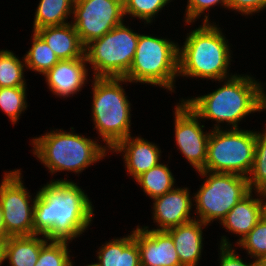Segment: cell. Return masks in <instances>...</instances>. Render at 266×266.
<instances>
[{
    "label": "cell",
    "mask_w": 266,
    "mask_h": 266,
    "mask_svg": "<svg viewBox=\"0 0 266 266\" xmlns=\"http://www.w3.org/2000/svg\"><path fill=\"white\" fill-rule=\"evenodd\" d=\"M91 203L76 183L51 180L35 195L34 234L70 242L90 226L94 217Z\"/></svg>",
    "instance_id": "1"
},
{
    "label": "cell",
    "mask_w": 266,
    "mask_h": 266,
    "mask_svg": "<svg viewBox=\"0 0 266 266\" xmlns=\"http://www.w3.org/2000/svg\"><path fill=\"white\" fill-rule=\"evenodd\" d=\"M261 83L248 75H230L224 85L207 95L182 99L200 119L218 124L228 123L238 128V122L252 112L266 110V93Z\"/></svg>",
    "instance_id": "2"
},
{
    "label": "cell",
    "mask_w": 266,
    "mask_h": 266,
    "mask_svg": "<svg viewBox=\"0 0 266 266\" xmlns=\"http://www.w3.org/2000/svg\"><path fill=\"white\" fill-rule=\"evenodd\" d=\"M204 23L192 30L179 48L178 75L214 79L219 82L228 77L230 47L228 40L214 23L205 15Z\"/></svg>",
    "instance_id": "3"
},
{
    "label": "cell",
    "mask_w": 266,
    "mask_h": 266,
    "mask_svg": "<svg viewBox=\"0 0 266 266\" xmlns=\"http://www.w3.org/2000/svg\"><path fill=\"white\" fill-rule=\"evenodd\" d=\"M33 154L50 173H80L106 155V147L85 136L56 129L32 139Z\"/></svg>",
    "instance_id": "4"
},
{
    "label": "cell",
    "mask_w": 266,
    "mask_h": 266,
    "mask_svg": "<svg viewBox=\"0 0 266 266\" xmlns=\"http://www.w3.org/2000/svg\"><path fill=\"white\" fill-rule=\"evenodd\" d=\"M92 117L93 129L112 150L120 141L131 135V107L125 96L122 82L125 78L94 77L93 78Z\"/></svg>",
    "instance_id": "5"
},
{
    "label": "cell",
    "mask_w": 266,
    "mask_h": 266,
    "mask_svg": "<svg viewBox=\"0 0 266 266\" xmlns=\"http://www.w3.org/2000/svg\"><path fill=\"white\" fill-rule=\"evenodd\" d=\"M178 55L179 46L173 41L139 34L136 53L124 78L173 92L175 78L179 76Z\"/></svg>",
    "instance_id": "6"
},
{
    "label": "cell",
    "mask_w": 266,
    "mask_h": 266,
    "mask_svg": "<svg viewBox=\"0 0 266 266\" xmlns=\"http://www.w3.org/2000/svg\"><path fill=\"white\" fill-rule=\"evenodd\" d=\"M256 144V132L230 128L210 131L207 160L204 171L234 173L245 177L250 174Z\"/></svg>",
    "instance_id": "7"
},
{
    "label": "cell",
    "mask_w": 266,
    "mask_h": 266,
    "mask_svg": "<svg viewBox=\"0 0 266 266\" xmlns=\"http://www.w3.org/2000/svg\"><path fill=\"white\" fill-rule=\"evenodd\" d=\"M123 23L103 37L95 39L84 48L87 63L92 65L94 77L124 78L128 73L139 39Z\"/></svg>",
    "instance_id": "8"
},
{
    "label": "cell",
    "mask_w": 266,
    "mask_h": 266,
    "mask_svg": "<svg viewBox=\"0 0 266 266\" xmlns=\"http://www.w3.org/2000/svg\"><path fill=\"white\" fill-rule=\"evenodd\" d=\"M206 180L194 195L197 219L204 224L222 219L250 192L248 178L234 173L199 171ZM208 175V176H207Z\"/></svg>",
    "instance_id": "9"
},
{
    "label": "cell",
    "mask_w": 266,
    "mask_h": 266,
    "mask_svg": "<svg viewBox=\"0 0 266 266\" xmlns=\"http://www.w3.org/2000/svg\"><path fill=\"white\" fill-rule=\"evenodd\" d=\"M21 178L20 169L9 171L5 173L0 184V205L6 234L9 237L34 235L35 198L32 201Z\"/></svg>",
    "instance_id": "10"
},
{
    "label": "cell",
    "mask_w": 266,
    "mask_h": 266,
    "mask_svg": "<svg viewBox=\"0 0 266 266\" xmlns=\"http://www.w3.org/2000/svg\"><path fill=\"white\" fill-rule=\"evenodd\" d=\"M72 19L85 47L124 22L123 0H75Z\"/></svg>",
    "instance_id": "11"
},
{
    "label": "cell",
    "mask_w": 266,
    "mask_h": 266,
    "mask_svg": "<svg viewBox=\"0 0 266 266\" xmlns=\"http://www.w3.org/2000/svg\"><path fill=\"white\" fill-rule=\"evenodd\" d=\"M174 114L177 147L196 171H202L207 160L210 132L204 133L200 118L183 100L176 105Z\"/></svg>",
    "instance_id": "12"
},
{
    "label": "cell",
    "mask_w": 266,
    "mask_h": 266,
    "mask_svg": "<svg viewBox=\"0 0 266 266\" xmlns=\"http://www.w3.org/2000/svg\"><path fill=\"white\" fill-rule=\"evenodd\" d=\"M134 237L139 249L140 266H182L173 238L166 230L137 226Z\"/></svg>",
    "instance_id": "13"
},
{
    "label": "cell",
    "mask_w": 266,
    "mask_h": 266,
    "mask_svg": "<svg viewBox=\"0 0 266 266\" xmlns=\"http://www.w3.org/2000/svg\"><path fill=\"white\" fill-rule=\"evenodd\" d=\"M153 201V219L159 227L153 230H167L194 220L190 217L194 205L188 188H174Z\"/></svg>",
    "instance_id": "14"
},
{
    "label": "cell",
    "mask_w": 266,
    "mask_h": 266,
    "mask_svg": "<svg viewBox=\"0 0 266 266\" xmlns=\"http://www.w3.org/2000/svg\"><path fill=\"white\" fill-rule=\"evenodd\" d=\"M86 63L85 55L78 59H63L44 74L47 85L54 95L66 98L81 91L87 82Z\"/></svg>",
    "instance_id": "15"
},
{
    "label": "cell",
    "mask_w": 266,
    "mask_h": 266,
    "mask_svg": "<svg viewBox=\"0 0 266 266\" xmlns=\"http://www.w3.org/2000/svg\"><path fill=\"white\" fill-rule=\"evenodd\" d=\"M111 151L124 152L125 167L134 180L149 169L159 165L161 150L158 146L141 138L128 136Z\"/></svg>",
    "instance_id": "16"
},
{
    "label": "cell",
    "mask_w": 266,
    "mask_h": 266,
    "mask_svg": "<svg viewBox=\"0 0 266 266\" xmlns=\"http://www.w3.org/2000/svg\"><path fill=\"white\" fill-rule=\"evenodd\" d=\"M203 226H207V224L195 218L166 230L173 238L182 266L198 265L203 249Z\"/></svg>",
    "instance_id": "17"
},
{
    "label": "cell",
    "mask_w": 266,
    "mask_h": 266,
    "mask_svg": "<svg viewBox=\"0 0 266 266\" xmlns=\"http://www.w3.org/2000/svg\"><path fill=\"white\" fill-rule=\"evenodd\" d=\"M60 60L78 59L84 56V46L80 42L78 33L71 23L59 26H49L35 31Z\"/></svg>",
    "instance_id": "18"
},
{
    "label": "cell",
    "mask_w": 266,
    "mask_h": 266,
    "mask_svg": "<svg viewBox=\"0 0 266 266\" xmlns=\"http://www.w3.org/2000/svg\"><path fill=\"white\" fill-rule=\"evenodd\" d=\"M262 218V204L260 198H253L252 191L243 197L227 215L222 219L221 225L232 232L241 236L236 244L255 227Z\"/></svg>",
    "instance_id": "19"
},
{
    "label": "cell",
    "mask_w": 266,
    "mask_h": 266,
    "mask_svg": "<svg viewBox=\"0 0 266 266\" xmlns=\"http://www.w3.org/2000/svg\"><path fill=\"white\" fill-rule=\"evenodd\" d=\"M10 236L4 242L5 260L10 266H35L41 248L49 241L45 235Z\"/></svg>",
    "instance_id": "20"
},
{
    "label": "cell",
    "mask_w": 266,
    "mask_h": 266,
    "mask_svg": "<svg viewBox=\"0 0 266 266\" xmlns=\"http://www.w3.org/2000/svg\"><path fill=\"white\" fill-rule=\"evenodd\" d=\"M101 266H140L139 249L134 230L127 237L102 244L97 252Z\"/></svg>",
    "instance_id": "21"
},
{
    "label": "cell",
    "mask_w": 266,
    "mask_h": 266,
    "mask_svg": "<svg viewBox=\"0 0 266 266\" xmlns=\"http://www.w3.org/2000/svg\"><path fill=\"white\" fill-rule=\"evenodd\" d=\"M75 0H40L35 12L33 31L49 26H59L73 14Z\"/></svg>",
    "instance_id": "22"
},
{
    "label": "cell",
    "mask_w": 266,
    "mask_h": 266,
    "mask_svg": "<svg viewBox=\"0 0 266 266\" xmlns=\"http://www.w3.org/2000/svg\"><path fill=\"white\" fill-rule=\"evenodd\" d=\"M143 191L152 199L175 188V178L165 164H159L135 179ZM174 186V187H173Z\"/></svg>",
    "instance_id": "23"
},
{
    "label": "cell",
    "mask_w": 266,
    "mask_h": 266,
    "mask_svg": "<svg viewBox=\"0 0 266 266\" xmlns=\"http://www.w3.org/2000/svg\"><path fill=\"white\" fill-rule=\"evenodd\" d=\"M32 47L24 56L27 69L37 71L40 74H46L60 59L55 55L54 51L48 46L46 41L42 39L35 31H33Z\"/></svg>",
    "instance_id": "24"
},
{
    "label": "cell",
    "mask_w": 266,
    "mask_h": 266,
    "mask_svg": "<svg viewBox=\"0 0 266 266\" xmlns=\"http://www.w3.org/2000/svg\"><path fill=\"white\" fill-rule=\"evenodd\" d=\"M10 50H0V87H26L25 62Z\"/></svg>",
    "instance_id": "25"
},
{
    "label": "cell",
    "mask_w": 266,
    "mask_h": 266,
    "mask_svg": "<svg viewBox=\"0 0 266 266\" xmlns=\"http://www.w3.org/2000/svg\"><path fill=\"white\" fill-rule=\"evenodd\" d=\"M263 132H256L254 163L247 177L250 191L255 193L266 188V128Z\"/></svg>",
    "instance_id": "26"
},
{
    "label": "cell",
    "mask_w": 266,
    "mask_h": 266,
    "mask_svg": "<svg viewBox=\"0 0 266 266\" xmlns=\"http://www.w3.org/2000/svg\"><path fill=\"white\" fill-rule=\"evenodd\" d=\"M27 87H0V109L15 125L21 113L27 109Z\"/></svg>",
    "instance_id": "27"
},
{
    "label": "cell",
    "mask_w": 266,
    "mask_h": 266,
    "mask_svg": "<svg viewBox=\"0 0 266 266\" xmlns=\"http://www.w3.org/2000/svg\"><path fill=\"white\" fill-rule=\"evenodd\" d=\"M67 240H49L40 250L35 266H73Z\"/></svg>",
    "instance_id": "28"
},
{
    "label": "cell",
    "mask_w": 266,
    "mask_h": 266,
    "mask_svg": "<svg viewBox=\"0 0 266 266\" xmlns=\"http://www.w3.org/2000/svg\"><path fill=\"white\" fill-rule=\"evenodd\" d=\"M258 262L266 255V219L261 218L255 227L238 244Z\"/></svg>",
    "instance_id": "29"
},
{
    "label": "cell",
    "mask_w": 266,
    "mask_h": 266,
    "mask_svg": "<svg viewBox=\"0 0 266 266\" xmlns=\"http://www.w3.org/2000/svg\"><path fill=\"white\" fill-rule=\"evenodd\" d=\"M171 0H123L124 15H130L151 23L152 18Z\"/></svg>",
    "instance_id": "30"
},
{
    "label": "cell",
    "mask_w": 266,
    "mask_h": 266,
    "mask_svg": "<svg viewBox=\"0 0 266 266\" xmlns=\"http://www.w3.org/2000/svg\"><path fill=\"white\" fill-rule=\"evenodd\" d=\"M220 3L222 6L224 5V8H226L228 0H188L185 11L186 23L190 24L191 22H194L196 18H199L206 9Z\"/></svg>",
    "instance_id": "31"
},
{
    "label": "cell",
    "mask_w": 266,
    "mask_h": 266,
    "mask_svg": "<svg viewBox=\"0 0 266 266\" xmlns=\"http://www.w3.org/2000/svg\"><path fill=\"white\" fill-rule=\"evenodd\" d=\"M221 243H220V266H258V262L254 260L251 263H244L243 260L236 255L235 251L231 246L230 242H228V239H226V236L221 237Z\"/></svg>",
    "instance_id": "32"
},
{
    "label": "cell",
    "mask_w": 266,
    "mask_h": 266,
    "mask_svg": "<svg viewBox=\"0 0 266 266\" xmlns=\"http://www.w3.org/2000/svg\"><path fill=\"white\" fill-rule=\"evenodd\" d=\"M228 9L251 15L266 8V0H228Z\"/></svg>",
    "instance_id": "33"
},
{
    "label": "cell",
    "mask_w": 266,
    "mask_h": 266,
    "mask_svg": "<svg viewBox=\"0 0 266 266\" xmlns=\"http://www.w3.org/2000/svg\"><path fill=\"white\" fill-rule=\"evenodd\" d=\"M9 236L6 234L4 220H3V211L0 205V242H5Z\"/></svg>",
    "instance_id": "34"
},
{
    "label": "cell",
    "mask_w": 266,
    "mask_h": 266,
    "mask_svg": "<svg viewBox=\"0 0 266 266\" xmlns=\"http://www.w3.org/2000/svg\"><path fill=\"white\" fill-rule=\"evenodd\" d=\"M257 194L259 195L262 204V217L266 219V188L259 190Z\"/></svg>",
    "instance_id": "35"
},
{
    "label": "cell",
    "mask_w": 266,
    "mask_h": 266,
    "mask_svg": "<svg viewBox=\"0 0 266 266\" xmlns=\"http://www.w3.org/2000/svg\"><path fill=\"white\" fill-rule=\"evenodd\" d=\"M5 261L4 242H0V266Z\"/></svg>",
    "instance_id": "36"
},
{
    "label": "cell",
    "mask_w": 266,
    "mask_h": 266,
    "mask_svg": "<svg viewBox=\"0 0 266 266\" xmlns=\"http://www.w3.org/2000/svg\"><path fill=\"white\" fill-rule=\"evenodd\" d=\"M258 266H266V255L258 261Z\"/></svg>",
    "instance_id": "37"
},
{
    "label": "cell",
    "mask_w": 266,
    "mask_h": 266,
    "mask_svg": "<svg viewBox=\"0 0 266 266\" xmlns=\"http://www.w3.org/2000/svg\"><path fill=\"white\" fill-rule=\"evenodd\" d=\"M86 266H101L98 262L97 263H92V264H89V265H86Z\"/></svg>",
    "instance_id": "38"
}]
</instances>
